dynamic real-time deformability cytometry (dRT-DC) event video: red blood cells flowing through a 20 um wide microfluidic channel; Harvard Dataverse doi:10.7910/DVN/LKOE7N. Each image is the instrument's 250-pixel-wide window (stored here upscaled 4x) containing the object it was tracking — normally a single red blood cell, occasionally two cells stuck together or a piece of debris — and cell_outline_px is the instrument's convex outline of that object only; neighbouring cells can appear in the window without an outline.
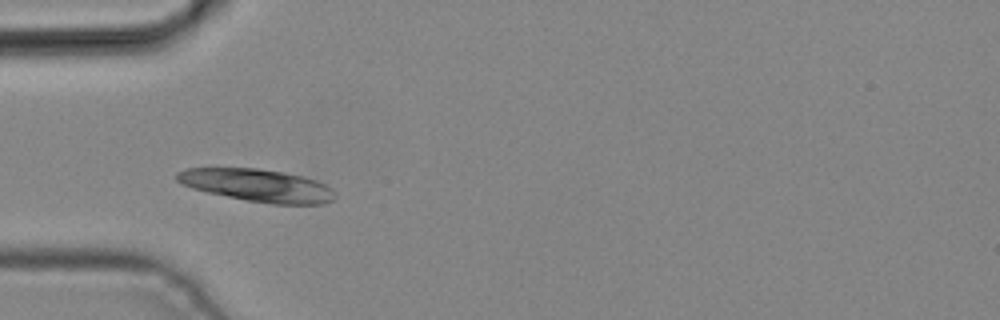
{"species": "common noctule bat (a hibernating species)", "species_latin": "Nyctalus noctula", "temperature_condition": "cold", "stored_images_in_passage": 5, "camera_frame_rate_fps": 3000, "um_per_image_px": 0.085, "animal": {"sex": "male", "body_mass_g": 19.2, "forearm_length_mm": 51.8}, "frame": {"image": 1, "passage_image": 4, "time_ms": 1.0, "image_size_px": [1000, 320], "cell_outline_px": [[336, 196], [332, 200], [324, 204], [272, 204], [248, 200], [208, 192], [192, 188], [176, 180], [176, 172], [184, 168], [256, 168], [284, 172], [304, 176], [316, 180], [332, 188]], "centroid_in_image_um": [21.9, 15.75], "position_along_channel_um": 63.1, "area_um2": 29.94}}
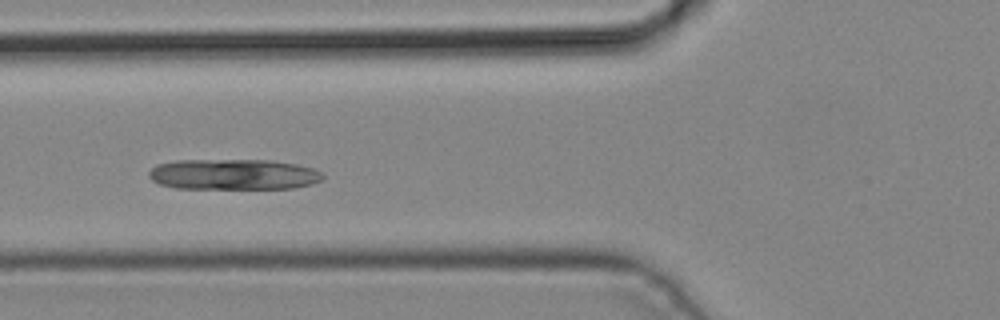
{"frame": {"image": 2, "passage_image": 5, "time_ms": 1.333, "image_size_px": [1000, 320], "cell_outline_px": [[324, 176], [320, 180], [312, 184], [292, 188], [176, 188], [160, 184], [152, 180], [148, 176], [148, 172], [156, 164], [176, 160], [268, 160], [296, 164], [312, 168], [324, 172]], "centroid_in_image_um": [19.83, 14.82], "position_along_channel_um": 106.0, "area_um2": 31.1}}